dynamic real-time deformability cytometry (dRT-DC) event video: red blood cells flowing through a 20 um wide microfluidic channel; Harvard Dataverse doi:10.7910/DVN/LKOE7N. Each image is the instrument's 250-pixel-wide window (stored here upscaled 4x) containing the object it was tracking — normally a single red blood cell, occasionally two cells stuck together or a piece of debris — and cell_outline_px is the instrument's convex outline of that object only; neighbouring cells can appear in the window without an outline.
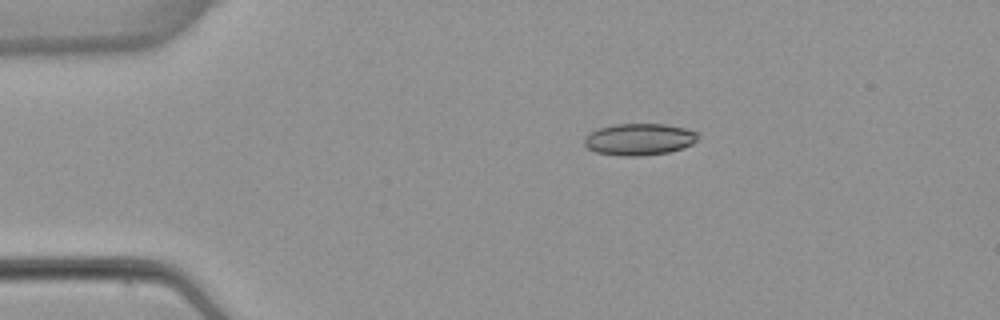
{"species": "common noctule bat (a hibernating species)", "species_latin": "Nyctalus noctula", "temperature_condition": "warm", "stored_images_in_passage": 4, "camera_frame_rate_fps": 3000, "um_per_image_px": 0.085, "animal": {"sex": "female", "body_mass_g": 22.7, "forearm_length_mm": 54.2}, "frame": {"image": 1, "passage_image": 2, "time_ms": 2.0, "image_size_px": [1000, 320], "cell_outline_px": [[700, 132], [696, 140], [692, 144], [684, 148], [668, 152], [640, 156], [620, 156], [596, 152], [588, 148], [584, 144], [584, 136], [600, 128], [616, 124], [664, 124], [684, 128]], "centroid_in_image_um": [54.35, 11.85], "position_along_channel_um": 30.6, "area_um2": 21.04}}
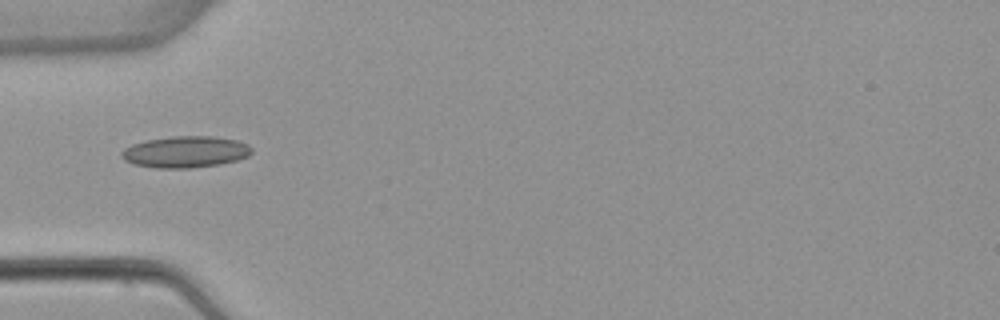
{"frame": {"image": 2, "passage_image": 4, "time_ms": 4.333, "image_size_px": [1000, 320], "cell_outline_px": [[252, 152], [248, 156], [236, 160], [220, 164], [192, 168], [156, 168], [132, 164], [124, 160], [120, 156], [120, 152], [124, 148], [132, 144], [148, 140], [172, 136], [212, 136], [236, 140], [248, 144], [252, 148]], "centroid_in_image_um": [15.74, 12.91], "position_along_channel_um": 69.3, "area_um2": 23.99}}